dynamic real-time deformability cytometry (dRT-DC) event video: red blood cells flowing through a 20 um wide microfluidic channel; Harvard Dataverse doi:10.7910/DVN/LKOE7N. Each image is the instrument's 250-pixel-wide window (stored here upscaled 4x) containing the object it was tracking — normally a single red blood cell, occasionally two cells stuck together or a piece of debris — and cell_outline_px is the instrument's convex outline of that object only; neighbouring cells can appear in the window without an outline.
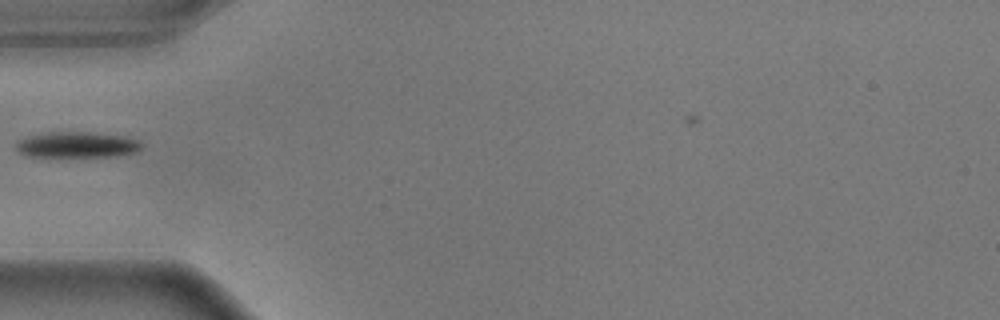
{"species": "common noctule bat (a hibernating species)", "species_latin": "Nyctalus noctula", "temperature_condition": "warm", "stored_images_in_passage": 30, "camera_frame_rate_fps": 3000, "um_per_image_px": 0.085, "animal": {"sex": "male", "body_mass_g": 17.9}, "frame": {"image": 1, "passage_image": 1, "time_ms": 0.0, "image_size_px": [1000, 320], "cell_outline_px": [[144, 148], [140, 152], [116, 156], [24, 156], [16, 148], [16, 144], [20, 140], [28, 136], [48, 132], [88, 132], [128, 136], [140, 140], [144, 144]], "centroid_in_image_um": [6.66, 12.3], "position_along_channel_um": 78.3, "area_um2": 19.13}}